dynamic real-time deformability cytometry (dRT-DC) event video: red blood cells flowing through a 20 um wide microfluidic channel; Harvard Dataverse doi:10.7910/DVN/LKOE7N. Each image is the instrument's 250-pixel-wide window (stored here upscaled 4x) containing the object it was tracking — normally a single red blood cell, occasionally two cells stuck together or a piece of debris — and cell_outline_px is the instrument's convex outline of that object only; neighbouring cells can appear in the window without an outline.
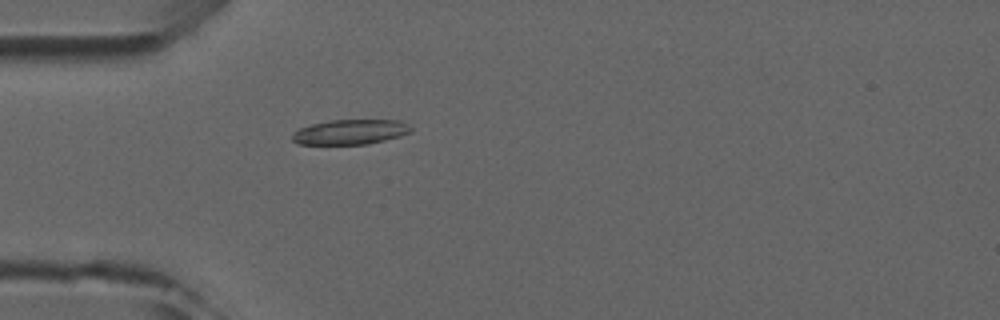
{"species": "common noctule bat (a hibernating species)", "species_latin": "Nyctalus noctula", "temperature_condition": "room temperature", "stored_images_in_passage": 4, "camera_frame_rate_fps": 3000, "um_per_image_px": 0.085, "animal": {"sex": "male", "forearm_length_mm": 52.5}, "frame": {"image": 1, "passage_image": 4, "time_ms": 4.333, "image_size_px": [1000, 320], "cell_outline_px": [[412, 132], [400, 136], [368, 144], [296, 144], [292, 140], [292, 136], [300, 128], [312, 124], [332, 120], [400, 120], [408, 124], [412, 128]], "centroid_in_image_um": [29.81, 11.22], "position_along_channel_um": 55.2, "area_um2": 17.17}}